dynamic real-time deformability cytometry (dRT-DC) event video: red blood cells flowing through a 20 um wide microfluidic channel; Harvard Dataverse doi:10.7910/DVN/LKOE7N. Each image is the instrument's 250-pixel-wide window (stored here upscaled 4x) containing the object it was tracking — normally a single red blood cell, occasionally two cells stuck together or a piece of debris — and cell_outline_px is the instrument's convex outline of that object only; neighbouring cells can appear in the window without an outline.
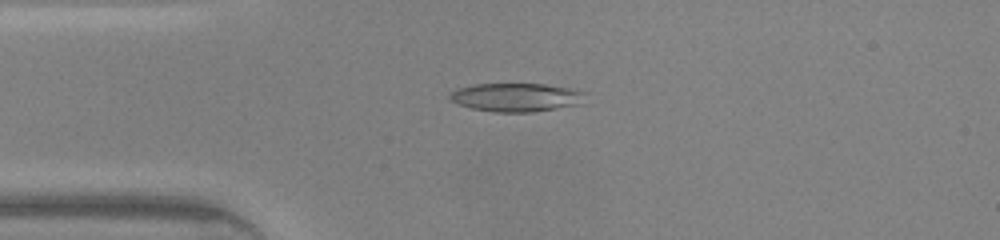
{"species": "common noctule bat (a hibernating species)", "species_latin": "Nyctalus noctula", "temperature_condition": "warm", "stored_images_in_passage": 39, "camera_frame_rate_fps": 3000, "um_per_image_px": 0.085, "animal": {"sex": "male", "body_mass_g": 20.0, "forearm_length_mm": 53.3}, "frame": {"image": 1, "passage_image": 4, "time_ms": 1.0, "image_size_px": [1000, 240], "cell_outline_px": [[588, 92], [580, 104], [532, 112], [492, 112], [472, 108], [460, 104], [452, 100], [448, 96], [456, 88], [472, 84], [544, 84], [568, 88]], "centroid_in_image_um": [43.88, 8.27], "position_along_channel_um": 41.1, "area_um2": 22.43}}
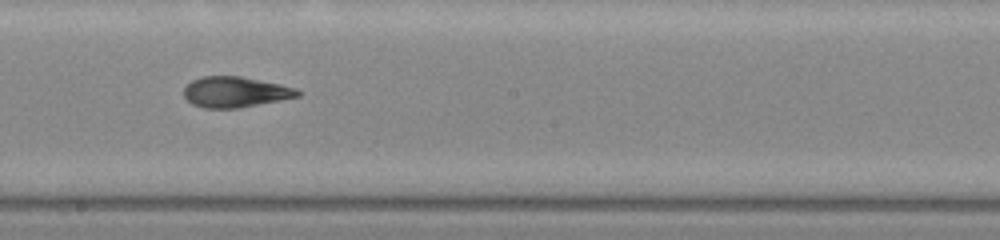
{"frame": {"image": 2, "passage_image": 18, "time_ms": 5.667, "image_size_px": [1000, 240], "cell_outline_px": [[300, 96], [240, 108], [204, 108], [192, 104], [184, 96], [184, 88], [192, 80], [204, 76], [240, 76], [280, 84], [296, 88], [300, 92]], "centroid_in_image_um": [19.99, 7.82], "position_along_channel_um": 228.2, "area_um2": 20.23}}
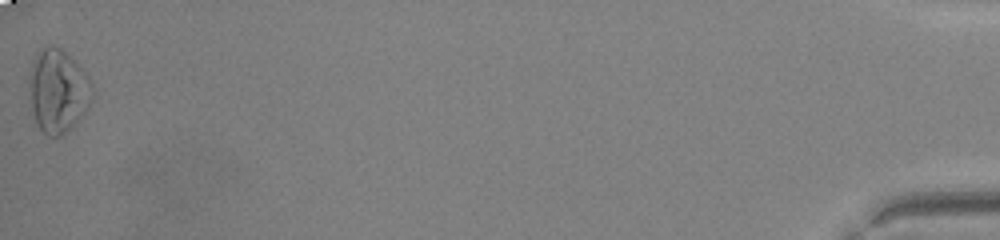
{"frame": {"image": 3, "passage_image": 39, "time_ms": 12.667, "image_size_px": [1000, 240], "cell_outline_px": [[92, 96], [88, 108], [60, 136], [48, 136], [36, 124], [32, 108], [28, 80], [32, 64], [36, 56], [44, 48], [52, 44], [60, 48], [88, 76], [92, 84]], "centroid_in_image_um": [4.91, 7.72], "position_along_channel_um": 430.3, "area_um2": 29.77}, "authors_computed_cell_mechanics": {"area_um2": 20.6346, "velocity_mm_per_s": 4.399, "shape_relaxation_time_tau1_ms": 5.2804, "shape_relaxation_time_tau2_ms": 2.9112, "deformation_change_tau1": 0.1852, "deformation_change_tau2": 0.1087}}